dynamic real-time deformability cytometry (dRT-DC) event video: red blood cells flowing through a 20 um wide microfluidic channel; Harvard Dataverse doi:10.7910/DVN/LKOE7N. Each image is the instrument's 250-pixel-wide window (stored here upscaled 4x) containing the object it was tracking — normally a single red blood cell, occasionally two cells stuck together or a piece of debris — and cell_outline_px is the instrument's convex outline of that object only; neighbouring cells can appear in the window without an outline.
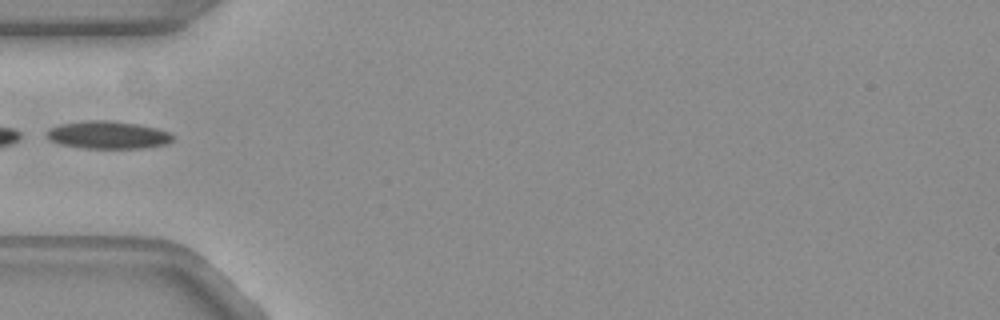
{"species": "common noctule bat (a hibernating species)", "species_latin": "Nyctalus noctula", "temperature_condition": "warm", "stored_images_in_passage": 23, "camera_frame_rate_fps": 3000, "um_per_image_px": 0.085, "animal": {"sex": "female", "body_mass_g": 19.3, "forearm_length_mm": 54.1}, "frame": {"image": 1, "passage_image": 1, "time_ms": 0.0, "image_size_px": [1000, 320], "cell_outline_px": [[172, 140], [164, 144], [144, 148], [84, 148], [60, 144], [52, 140], [48, 136], [48, 128], [60, 124], [84, 120], [112, 120], [136, 124], [156, 128], [168, 132], [172, 136]], "centroid_in_image_um": [9.15, 11.46], "position_along_channel_um": 75.8, "area_um2": 20.11}}